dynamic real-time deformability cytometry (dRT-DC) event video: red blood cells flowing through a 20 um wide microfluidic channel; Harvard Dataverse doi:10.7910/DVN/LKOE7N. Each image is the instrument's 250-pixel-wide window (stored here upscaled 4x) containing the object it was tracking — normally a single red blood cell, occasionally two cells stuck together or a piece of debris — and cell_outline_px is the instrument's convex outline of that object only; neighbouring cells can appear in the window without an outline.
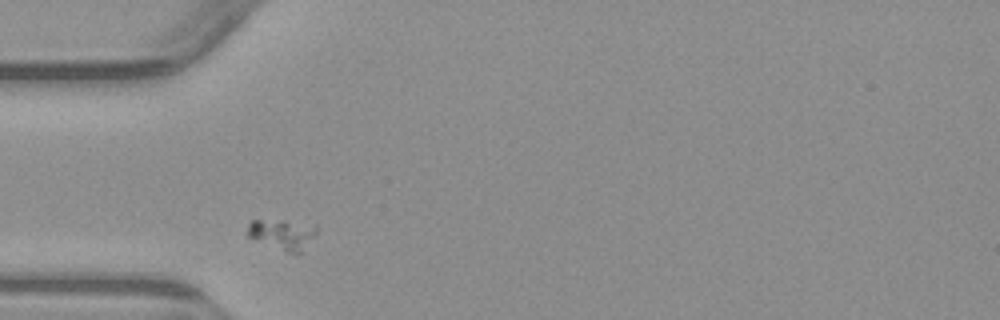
{"species": "common noctule bat (a hibernating species)", "species_latin": "Nyctalus noctula", "temperature_condition": "warm", "stored_images_in_passage": 3, "camera_frame_rate_fps": 3000, "um_per_image_px": 0.085, "animal": {"sex": "male", "body_mass_g": 23.1, "forearm_length_mm": 52.7}, "frame": {"image": 1, "passage_image": 1, "time_ms": 0.0, "image_size_px": [1000, 320], "cell_outline_px": [[316, 232], [304, 252], [284, 252], [252, 240], [244, 232], [248, 224], [252, 220], [284, 220], [316, 224]], "centroid_in_image_um": [23.96, 19.92], "position_along_channel_um": 61.0, "area_um2": 12.72}}
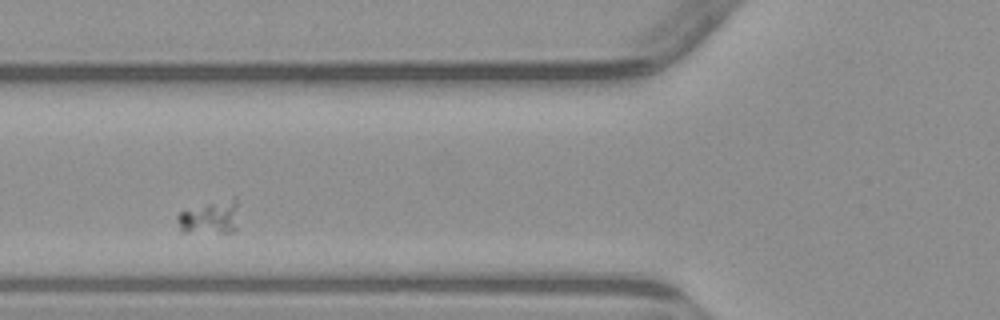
{"frame": {"image": 2, "passage_image": 2, "time_ms": 1.333, "image_size_px": [1000, 320], "cell_outline_px": [[236, 228], [232, 232], [180, 232], [176, 220], [176, 216], [180, 212], [232, 196], [236, 196]], "centroid_in_image_um": [17.83, 18.47], "position_along_channel_um": 108.0, "area_um2": 11.85}}
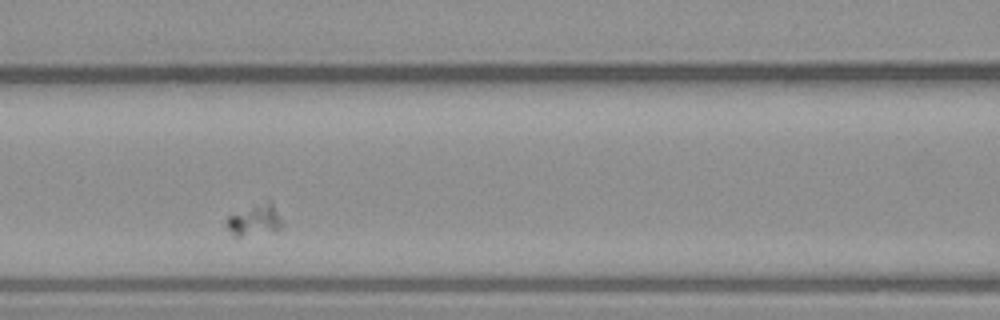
{"frame": {"image": 3, "passage_image": 3, "time_ms": 2.333, "image_size_px": [1000, 320], "cell_outline_px": [[284, 224], [280, 228], [240, 236], [232, 236], [228, 228], [228, 216], [268, 196], [284, 220]], "centroid_in_image_um": [21.71, 18.6], "position_along_channel_um": 144.9, "area_um2": 10.35}}